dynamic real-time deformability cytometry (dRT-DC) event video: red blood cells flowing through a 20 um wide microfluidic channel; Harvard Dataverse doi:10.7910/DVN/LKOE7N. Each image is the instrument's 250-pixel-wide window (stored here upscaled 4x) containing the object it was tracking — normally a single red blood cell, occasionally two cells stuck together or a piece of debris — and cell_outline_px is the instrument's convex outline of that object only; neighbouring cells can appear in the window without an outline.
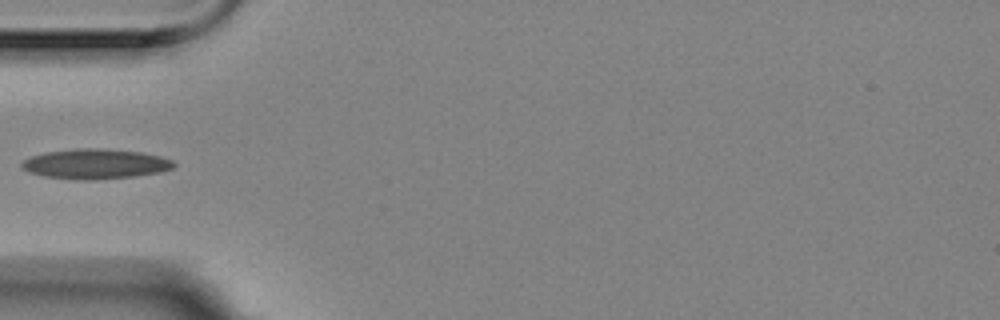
{"species": "Egyptian fruit bat (a non-hibernating species)", "species_latin": "Rousettus aegyptiacus", "temperature_condition": "room temperature", "stored_images_in_passage": 1, "camera_frame_rate_fps": 3000, "um_per_image_px": 0.085, "animal": {"sex": "female"}, "frame": {"image": 1, "passage_image": 1, "time_ms": 0.0, "image_size_px": [1000, 320], "cell_outline_px": [[176, 164], [172, 168], [160, 172], [136, 176], [96, 180], [84, 180], [44, 176], [28, 172], [20, 168], [20, 164], [24, 160], [32, 156], [44, 152], [76, 148], [96, 148], [140, 152], [160, 156], [172, 160]], "centroid_in_image_um": [8.08, 13.93], "position_along_channel_um": 76.9, "area_um2": 26.59}}